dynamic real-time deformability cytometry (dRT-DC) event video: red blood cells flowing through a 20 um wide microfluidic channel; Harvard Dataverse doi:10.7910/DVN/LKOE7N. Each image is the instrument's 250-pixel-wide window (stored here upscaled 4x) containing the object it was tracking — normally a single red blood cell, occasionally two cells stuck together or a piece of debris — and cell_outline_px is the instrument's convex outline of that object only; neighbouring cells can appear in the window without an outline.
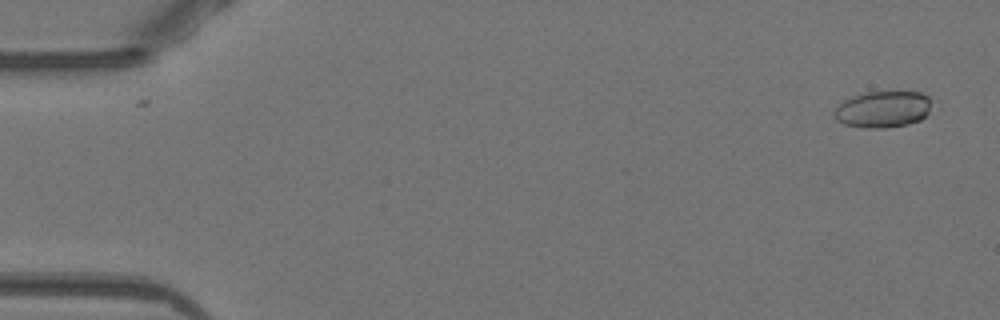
{"species": "Egyptian fruit bat (a non-hibernating species)", "species_latin": "Rousettus aegyptiacus", "temperature_condition": "warm", "stored_images_in_passage": 51, "camera_frame_rate_fps": 3000, "um_per_image_px": 0.085, "animal": {"sex": "female"}, "frame": {"image": 1, "passage_image": 1, "time_ms": 0.0, "image_size_px": [1000, 320], "cell_outline_px": [[928, 112], [920, 120], [908, 124], [888, 128], [868, 128], [844, 124], [836, 120], [832, 116], [832, 112], [844, 100], [852, 96], [868, 92], [920, 92], [928, 96]], "centroid_in_image_um": [74.99, 9.3], "position_along_channel_um": 10.0, "area_um2": 20.58}}
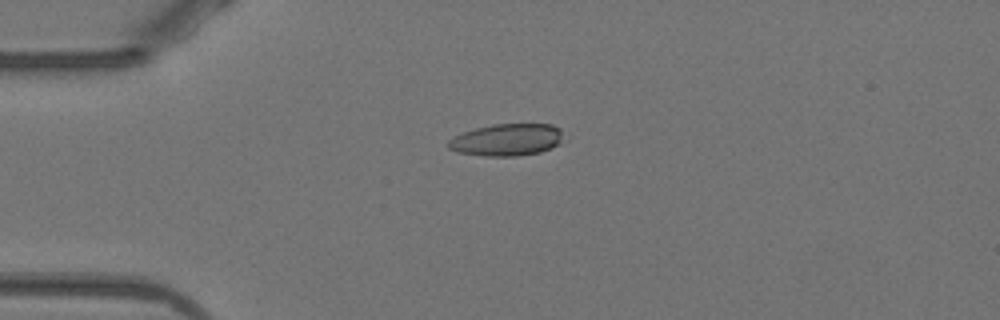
{"frame": {"image": 2, "passage_image": 12, "time_ms": 3.667, "image_size_px": [1000, 320], "cell_outline_px": [[572, 136], [568, 140], [552, 148], [540, 152], [516, 156], [484, 156], [456, 152], [448, 148], [448, 140], [464, 132], [476, 128], [492, 124], [552, 124], [560, 128]], "centroid_in_image_um": [43.23, 11.88], "position_along_channel_um": 41.8, "area_um2": 22.2}}
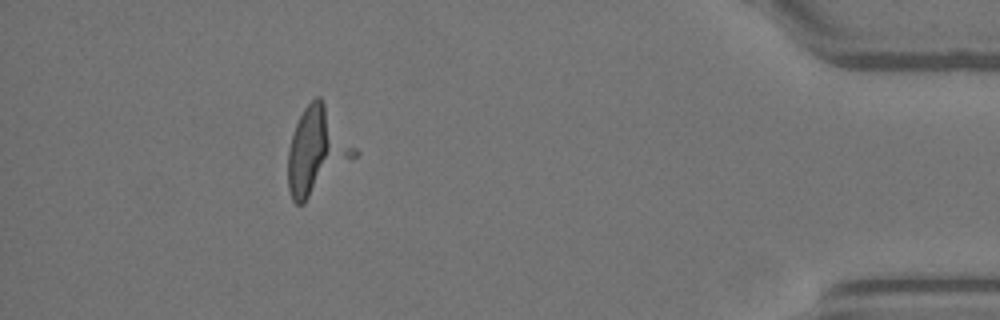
{"frame": {"image": 3, "passage_image": 46, "time_ms": 15.0, "image_size_px": [1000, 320], "cell_outline_px": [[360, 152], [356, 156], [304, 204], [296, 204], [292, 200], [288, 188], [288, 148], [296, 124], [304, 108], [316, 96], [320, 96]], "centroid_in_image_um": [26.92, 12.85], "position_along_channel_um": 408.3, "area_um2": 33.29}}